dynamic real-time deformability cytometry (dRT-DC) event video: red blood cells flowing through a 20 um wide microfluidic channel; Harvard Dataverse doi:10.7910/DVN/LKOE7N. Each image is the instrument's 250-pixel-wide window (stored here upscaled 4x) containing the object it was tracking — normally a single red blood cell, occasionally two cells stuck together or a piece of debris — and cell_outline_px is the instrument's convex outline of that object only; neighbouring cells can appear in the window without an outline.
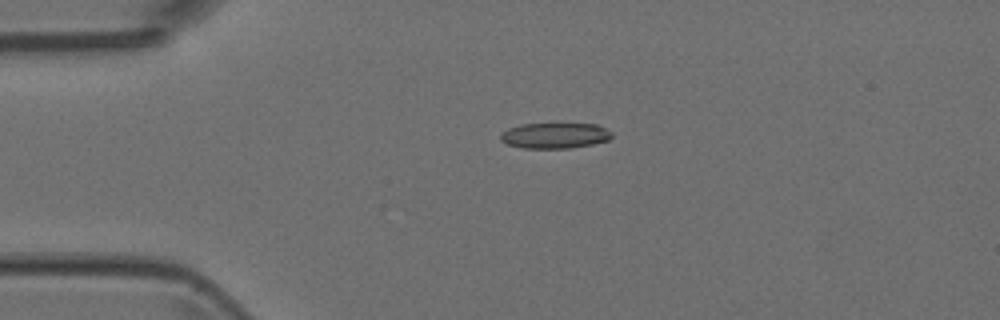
{"species": "Egyptian fruit bat (a non-hibernating species)", "species_latin": "Rousettus aegyptiacus", "temperature_condition": "room temperature", "stored_images_in_passage": 6, "camera_frame_rate_fps": 3000, "um_per_image_px": 0.085, "animal": {"sex": "female"}, "frame": {"image": 1, "passage_image": 4, "time_ms": 1.0, "image_size_px": [1000, 320], "cell_outline_px": [[612, 136], [608, 140], [592, 144], [572, 148], [520, 148], [508, 144], [500, 140], [500, 136], [508, 128], [520, 124], [596, 124], [612, 132]], "centroid_in_image_um": [47.15, 11.53], "position_along_channel_um": 37.8, "area_um2": 16.53}}
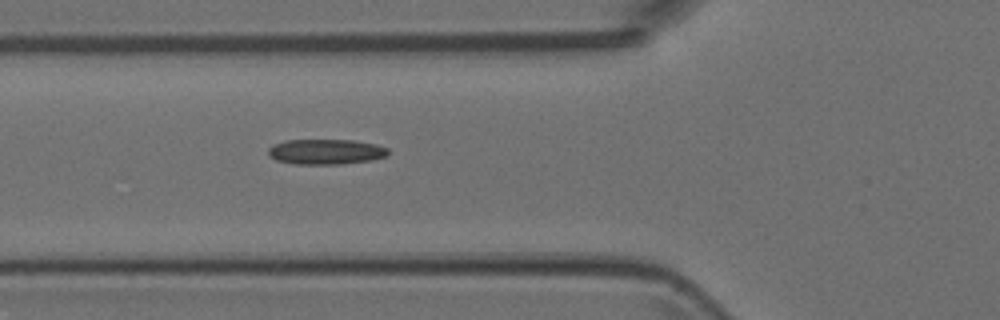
{"frame": {"image": 2, "passage_image": 6, "time_ms": 1.667, "image_size_px": [1000, 320], "cell_outline_px": [[388, 156], [372, 160], [340, 164], [296, 164], [276, 160], [268, 156], [268, 148], [284, 140], [352, 140], [376, 144], [388, 148]], "centroid_in_image_um": [27.7, 12.9], "position_along_channel_um": 98.1, "area_um2": 17.69}}